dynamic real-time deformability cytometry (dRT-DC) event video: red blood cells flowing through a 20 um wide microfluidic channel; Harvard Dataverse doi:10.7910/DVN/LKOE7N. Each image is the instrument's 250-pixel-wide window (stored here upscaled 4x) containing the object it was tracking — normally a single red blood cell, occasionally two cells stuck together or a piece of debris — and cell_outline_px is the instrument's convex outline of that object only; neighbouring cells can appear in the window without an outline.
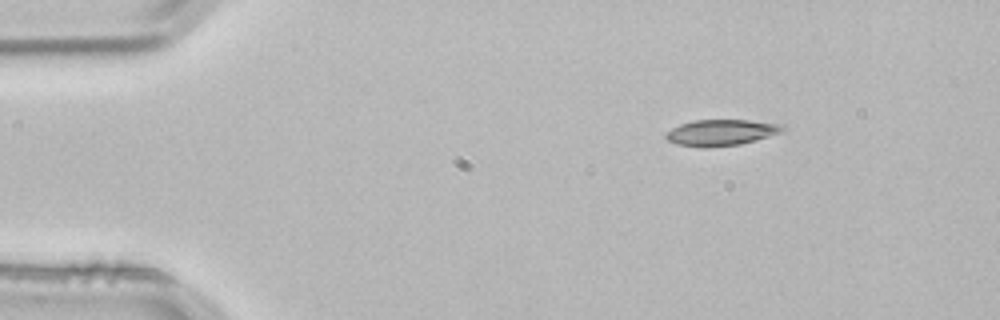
{"species": "common noctule bat (a hibernating species)", "species_latin": "Nyctalus noctula", "temperature_condition": "room temperature", "stored_images_in_passage": 3, "camera_frame_rate_fps": 3000, "um_per_image_px": 0.085, "animal": {"sex": "male", "body_mass_g": 21.5, "forearm_length_mm": 52.0}, "frame": {"image": 1, "passage_image": 3, "time_ms": 0.667, "image_size_px": [1000, 320], "cell_outline_px": [[788, 128], [780, 132], [756, 140], [740, 144], [708, 148], [704, 148], [676, 144], [668, 140], [664, 136], [672, 128], [680, 124], [692, 120], [748, 120], [784, 124]], "centroid_in_image_um": [61.31, 11.26], "position_along_channel_um": 23.7, "area_um2": 17.86}}